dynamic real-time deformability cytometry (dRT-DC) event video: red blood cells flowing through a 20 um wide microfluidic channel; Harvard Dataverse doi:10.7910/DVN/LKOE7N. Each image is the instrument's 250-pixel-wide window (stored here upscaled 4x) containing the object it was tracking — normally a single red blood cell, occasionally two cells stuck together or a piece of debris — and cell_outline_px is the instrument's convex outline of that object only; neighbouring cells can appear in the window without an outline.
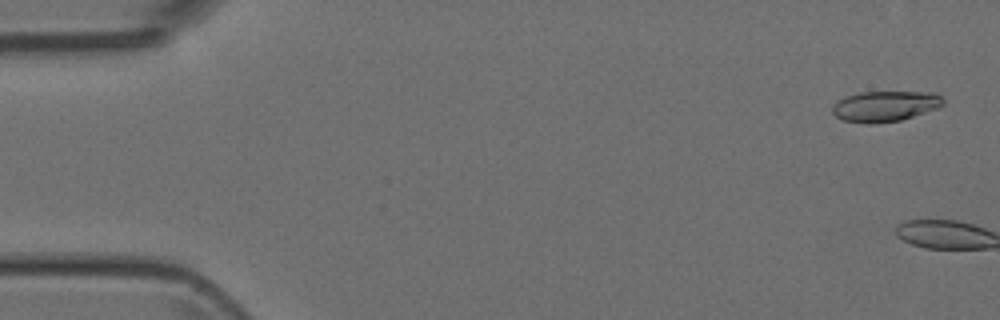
{"species": "Egyptian fruit bat (a non-hibernating species)", "species_latin": "Rousettus aegyptiacus", "temperature_condition": "room temperature", "stored_images_in_passage": 2, "camera_frame_rate_fps": 3000, "um_per_image_px": 0.085, "animal": {"sex": "female"}, "frame": {"image": 1, "passage_image": 1, "time_ms": 0.0, "image_size_px": [1000, 320], "cell_outline_px": [[944, 104], [940, 108], [900, 120], [872, 124], [864, 124], [844, 120], [836, 116], [832, 112], [832, 104], [836, 100], [844, 96], [860, 92], [936, 92], [944, 100]], "centroid_in_image_um": [75.22, 9.02], "position_along_channel_um": 9.8, "area_um2": 20.06}}